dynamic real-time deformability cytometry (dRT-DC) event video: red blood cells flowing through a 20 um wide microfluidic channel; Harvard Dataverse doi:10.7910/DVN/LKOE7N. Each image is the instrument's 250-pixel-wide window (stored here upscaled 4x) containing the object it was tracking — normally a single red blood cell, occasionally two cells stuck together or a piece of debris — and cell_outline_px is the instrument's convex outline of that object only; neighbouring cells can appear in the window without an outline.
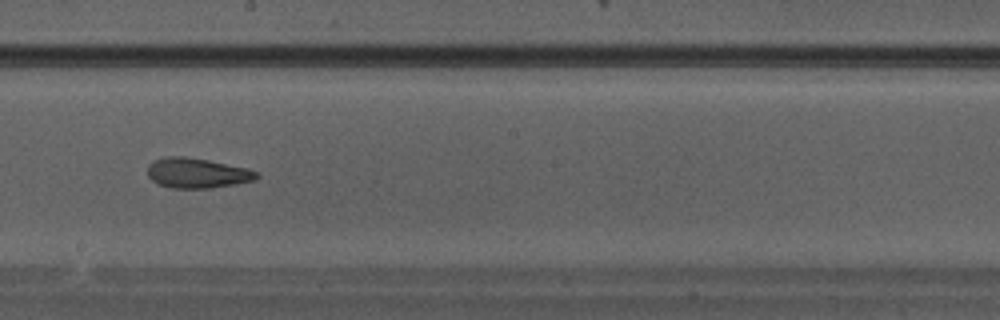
{"species": "Egyptian fruit bat (a non-hibernating species)", "species_latin": "Rousettus aegyptiacus", "temperature_condition": "warm", "stored_images_in_passage": 33, "camera_frame_rate_fps": 3000, "um_per_image_px": 0.085, "animal": {"sex": "male"}, "frame": {"image": 1, "passage_image": 19, "time_ms": 6.0, "image_size_px": [1000, 320], "cell_outline_px": [[260, 176], [256, 180], [208, 188], [172, 188], [156, 184], [148, 176], [148, 164], [152, 160], [168, 156], [184, 156], [208, 160], [248, 168], [260, 172]], "centroid_in_image_um": [16.75, 14.7], "position_along_channel_um": 231.5, "area_um2": 19.25}}